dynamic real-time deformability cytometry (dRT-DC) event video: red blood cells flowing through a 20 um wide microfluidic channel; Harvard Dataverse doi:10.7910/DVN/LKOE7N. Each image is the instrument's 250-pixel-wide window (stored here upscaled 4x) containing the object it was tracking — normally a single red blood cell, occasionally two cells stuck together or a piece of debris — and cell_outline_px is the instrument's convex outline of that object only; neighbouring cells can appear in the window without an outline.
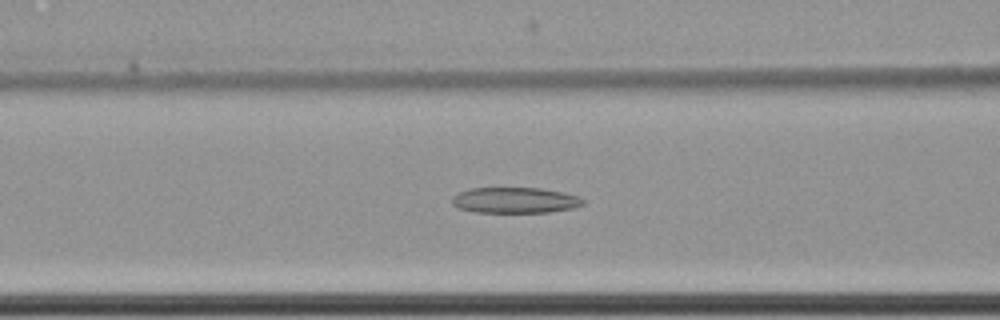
{"species": "common noctule bat (a hibernating species)", "species_latin": "Nyctalus noctula", "temperature_condition": "cold", "stored_images_in_passage": 57, "camera_frame_rate_fps": 3000, "um_per_image_px": 0.085, "animal": {"sex": "female", "body_mass_g": 22.7, "forearm_length_mm": 54.2}, "frame": {"image": 1, "passage_image": 23, "time_ms": 7.333, "image_size_px": [1000, 320], "cell_outline_px": [[584, 204], [576, 208], [548, 212], [476, 212], [460, 208], [452, 204], [452, 196], [460, 192], [472, 188], [540, 188], [564, 192], [580, 196], [584, 200]], "centroid_in_image_um": [43.83, 17.02], "position_along_channel_um": 122.8, "area_um2": 19.71}}
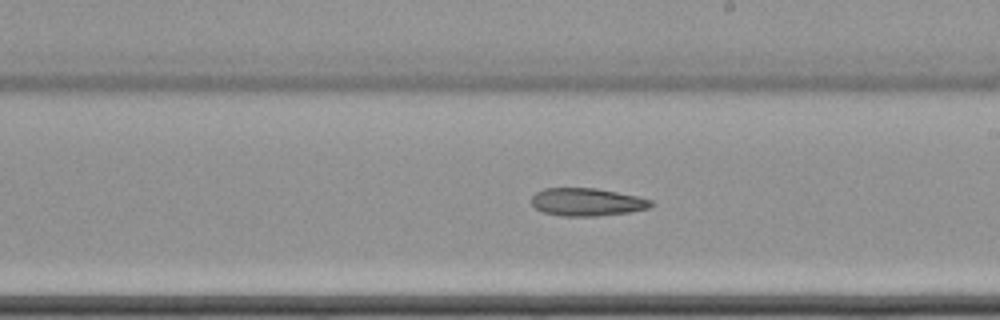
{"frame": {"image": 2, "passage_image": 33, "time_ms": 10.667, "image_size_px": [1000, 320], "cell_outline_px": [[656, 204], [648, 208], [628, 212], [600, 216], [560, 216], [544, 212], [536, 208], [532, 204], [532, 196], [536, 192], [544, 188], [596, 188], [636, 196], [652, 200]], "centroid_in_image_um": [49.9, 17.17], "position_along_channel_um": 239.1, "area_um2": 19.36}}
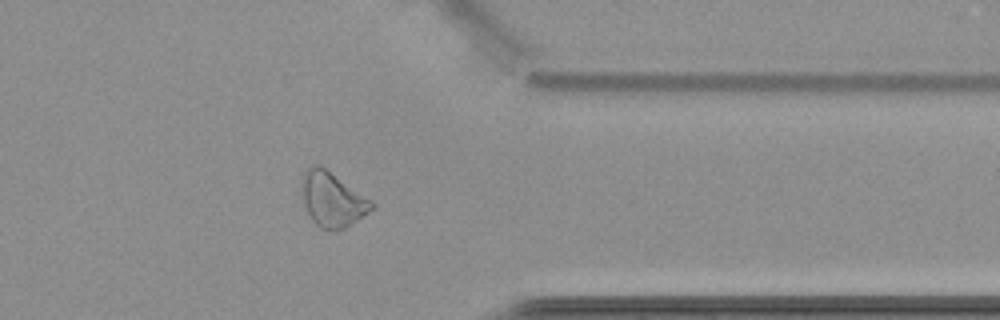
{"frame": {"image": 3, "passage_image": 46, "time_ms": 15.0, "image_size_px": [1000, 320], "cell_outline_px": [[376, 204], [368, 212], [344, 228], [320, 228], [312, 220], [300, 196], [300, 176], [308, 168], [316, 164], [320, 164], [372, 200]], "centroid_in_image_um": [28.19, 16.89], "position_along_channel_um": 383.2, "area_um2": 22.2}}